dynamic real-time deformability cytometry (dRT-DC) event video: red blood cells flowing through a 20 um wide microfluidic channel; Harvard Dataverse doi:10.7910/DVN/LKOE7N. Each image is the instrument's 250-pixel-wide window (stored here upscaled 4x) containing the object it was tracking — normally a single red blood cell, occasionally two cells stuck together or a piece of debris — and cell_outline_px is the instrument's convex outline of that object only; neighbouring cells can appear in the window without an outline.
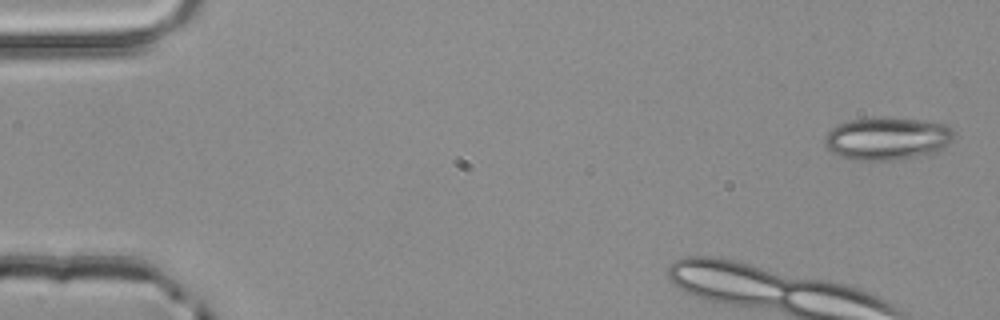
{"species": "common noctule bat (a hibernating species)", "species_latin": "Nyctalus noctula", "temperature_condition": "room temperature", "stored_images_in_passage": 4, "camera_frame_rate_fps": 3000, "um_per_image_px": 0.085, "animal": {"sex": "male", "body_mass_g": 20.4}, "frame": {"image": 1, "passage_image": 1, "time_ms": 0.0, "image_size_px": [1000, 320], "cell_outline_px": [[956, 136], [948, 144], [936, 152], [920, 156], [892, 160], [852, 160], [840, 156], [832, 152], [824, 144], [824, 136], [832, 128], [840, 124], [852, 120], [876, 116], [916, 120], [944, 124], [952, 128], [956, 132]], "centroid_in_image_um": [75.42, 11.78], "position_along_channel_um": 9.6, "area_um2": 32.31}}